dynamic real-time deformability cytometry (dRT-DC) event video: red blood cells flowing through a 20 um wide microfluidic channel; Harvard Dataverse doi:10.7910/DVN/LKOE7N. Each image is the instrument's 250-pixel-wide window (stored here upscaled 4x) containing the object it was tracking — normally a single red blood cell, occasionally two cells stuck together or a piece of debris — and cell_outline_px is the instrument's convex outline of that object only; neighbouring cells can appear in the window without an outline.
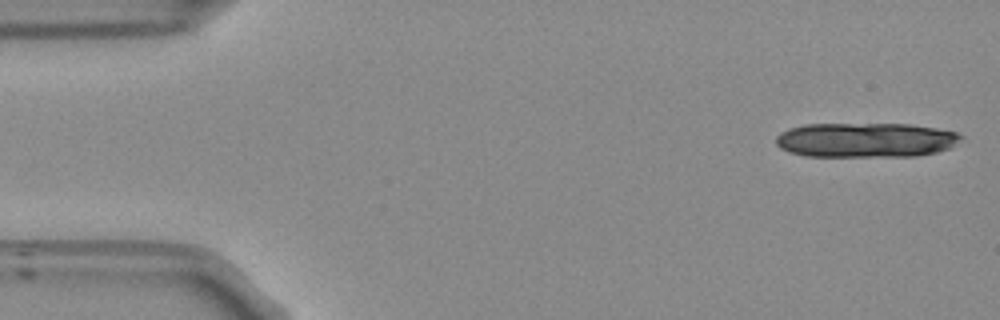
{"species": "Egyptian fruit bat (a non-hibernating species)", "species_latin": "Rousettus aegyptiacus", "temperature_condition": "room temperature", "stored_images_in_passage": 12, "camera_frame_rate_fps": 3000, "um_per_image_px": 0.085, "frame": {"image": 1, "passage_image": 1, "time_ms": 0.0, "image_size_px": [1000, 320], "cell_outline_px": [[964, 136], [948, 148], [936, 152], [916, 156], [804, 156], [788, 152], [780, 148], [776, 144], [776, 136], [780, 132], [788, 128], [804, 124], [908, 124], [936, 128], [956, 132]], "centroid_in_image_um": [73.52, 11.9], "position_along_channel_um": 11.5, "area_um2": 37.45}}